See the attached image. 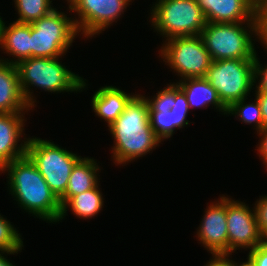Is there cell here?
<instances>
[{"label":"cell","mask_w":267,"mask_h":266,"mask_svg":"<svg viewBox=\"0 0 267 266\" xmlns=\"http://www.w3.org/2000/svg\"><path fill=\"white\" fill-rule=\"evenodd\" d=\"M78 36L73 18L55 8L31 23L32 57L64 58Z\"/></svg>","instance_id":"obj_7"},{"label":"cell","mask_w":267,"mask_h":266,"mask_svg":"<svg viewBox=\"0 0 267 266\" xmlns=\"http://www.w3.org/2000/svg\"><path fill=\"white\" fill-rule=\"evenodd\" d=\"M255 59L212 61L205 78L228 108L233 102L249 96L254 90Z\"/></svg>","instance_id":"obj_10"},{"label":"cell","mask_w":267,"mask_h":266,"mask_svg":"<svg viewBox=\"0 0 267 266\" xmlns=\"http://www.w3.org/2000/svg\"><path fill=\"white\" fill-rule=\"evenodd\" d=\"M33 111L24 99L17 66L0 60V113Z\"/></svg>","instance_id":"obj_16"},{"label":"cell","mask_w":267,"mask_h":266,"mask_svg":"<svg viewBox=\"0 0 267 266\" xmlns=\"http://www.w3.org/2000/svg\"><path fill=\"white\" fill-rule=\"evenodd\" d=\"M255 134L259 136V141L256 145L257 149L255 150H257V154L267 171V127H264L260 132Z\"/></svg>","instance_id":"obj_29"},{"label":"cell","mask_w":267,"mask_h":266,"mask_svg":"<svg viewBox=\"0 0 267 266\" xmlns=\"http://www.w3.org/2000/svg\"><path fill=\"white\" fill-rule=\"evenodd\" d=\"M257 226L260 234L267 238V194L259 196L254 204Z\"/></svg>","instance_id":"obj_25"},{"label":"cell","mask_w":267,"mask_h":266,"mask_svg":"<svg viewBox=\"0 0 267 266\" xmlns=\"http://www.w3.org/2000/svg\"><path fill=\"white\" fill-rule=\"evenodd\" d=\"M22 251H0V266H16L11 262L10 259H7L9 255H16ZM8 255V256H7Z\"/></svg>","instance_id":"obj_32"},{"label":"cell","mask_w":267,"mask_h":266,"mask_svg":"<svg viewBox=\"0 0 267 266\" xmlns=\"http://www.w3.org/2000/svg\"><path fill=\"white\" fill-rule=\"evenodd\" d=\"M6 23L0 49L3 51L1 53L9 56V59L0 57V60L17 65L20 61L32 57L31 24L13 21L7 26Z\"/></svg>","instance_id":"obj_18"},{"label":"cell","mask_w":267,"mask_h":266,"mask_svg":"<svg viewBox=\"0 0 267 266\" xmlns=\"http://www.w3.org/2000/svg\"><path fill=\"white\" fill-rule=\"evenodd\" d=\"M150 9V27L163 41L174 37L198 36L206 19L196 0H156Z\"/></svg>","instance_id":"obj_5"},{"label":"cell","mask_w":267,"mask_h":266,"mask_svg":"<svg viewBox=\"0 0 267 266\" xmlns=\"http://www.w3.org/2000/svg\"><path fill=\"white\" fill-rule=\"evenodd\" d=\"M253 96L256 97L259 101L263 123L264 126L267 127V92H255Z\"/></svg>","instance_id":"obj_31"},{"label":"cell","mask_w":267,"mask_h":266,"mask_svg":"<svg viewBox=\"0 0 267 266\" xmlns=\"http://www.w3.org/2000/svg\"><path fill=\"white\" fill-rule=\"evenodd\" d=\"M1 173H7L6 188L20 209L46 223H58L62 209L60 199L27 155L6 164Z\"/></svg>","instance_id":"obj_2"},{"label":"cell","mask_w":267,"mask_h":266,"mask_svg":"<svg viewBox=\"0 0 267 266\" xmlns=\"http://www.w3.org/2000/svg\"><path fill=\"white\" fill-rule=\"evenodd\" d=\"M10 220L0 214V251H22V235Z\"/></svg>","instance_id":"obj_24"},{"label":"cell","mask_w":267,"mask_h":266,"mask_svg":"<svg viewBox=\"0 0 267 266\" xmlns=\"http://www.w3.org/2000/svg\"><path fill=\"white\" fill-rule=\"evenodd\" d=\"M18 14L16 22L31 24L50 13L54 8L52 0H13Z\"/></svg>","instance_id":"obj_23"},{"label":"cell","mask_w":267,"mask_h":266,"mask_svg":"<svg viewBox=\"0 0 267 266\" xmlns=\"http://www.w3.org/2000/svg\"><path fill=\"white\" fill-rule=\"evenodd\" d=\"M162 42L159 58L181 78L179 80L206 76L212 58L200 35L174 37Z\"/></svg>","instance_id":"obj_9"},{"label":"cell","mask_w":267,"mask_h":266,"mask_svg":"<svg viewBox=\"0 0 267 266\" xmlns=\"http://www.w3.org/2000/svg\"><path fill=\"white\" fill-rule=\"evenodd\" d=\"M61 59L62 57H30L16 65L24 99L32 110L37 107L33 87L35 90L38 88L53 94L80 93L88 87V81L69 70V67L62 64Z\"/></svg>","instance_id":"obj_3"},{"label":"cell","mask_w":267,"mask_h":266,"mask_svg":"<svg viewBox=\"0 0 267 266\" xmlns=\"http://www.w3.org/2000/svg\"><path fill=\"white\" fill-rule=\"evenodd\" d=\"M134 0H71L68 4L69 13L76 29L82 38L92 39L102 34L108 27L117 23L127 7ZM78 17V18H77ZM75 18V19H74Z\"/></svg>","instance_id":"obj_11"},{"label":"cell","mask_w":267,"mask_h":266,"mask_svg":"<svg viewBox=\"0 0 267 266\" xmlns=\"http://www.w3.org/2000/svg\"><path fill=\"white\" fill-rule=\"evenodd\" d=\"M166 85L153 97L144 94L148 102L150 126L163 142L172 138L176 129L182 130L190 123L186 120L190 108L184 92L175 82Z\"/></svg>","instance_id":"obj_8"},{"label":"cell","mask_w":267,"mask_h":266,"mask_svg":"<svg viewBox=\"0 0 267 266\" xmlns=\"http://www.w3.org/2000/svg\"><path fill=\"white\" fill-rule=\"evenodd\" d=\"M100 184L91 190L85 191L79 195L72 196L61 209L60 218L58 223L65 219L67 211L72 212L77 218H82L83 220H90L100 213L104 207V197L102 190H100ZM60 221V222H59Z\"/></svg>","instance_id":"obj_21"},{"label":"cell","mask_w":267,"mask_h":266,"mask_svg":"<svg viewBox=\"0 0 267 266\" xmlns=\"http://www.w3.org/2000/svg\"><path fill=\"white\" fill-rule=\"evenodd\" d=\"M259 59L256 54L254 64V84H256L254 86L256 87L254 89L255 92H267V64H261L262 61Z\"/></svg>","instance_id":"obj_26"},{"label":"cell","mask_w":267,"mask_h":266,"mask_svg":"<svg viewBox=\"0 0 267 266\" xmlns=\"http://www.w3.org/2000/svg\"><path fill=\"white\" fill-rule=\"evenodd\" d=\"M210 258L203 266H236V260L232 259L231 254H212Z\"/></svg>","instance_id":"obj_30"},{"label":"cell","mask_w":267,"mask_h":266,"mask_svg":"<svg viewBox=\"0 0 267 266\" xmlns=\"http://www.w3.org/2000/svg\"><path fill=\"white\" fill-rule=\"evenodd\" d=\"M245 203L227 195L228 254L231 255L237 250L251 251L265 240L258 230L254 207L250 209Z\"/></svg>","instance_id":"obj_12"},{"label":"cell","mask_w":267,"mask_h":266,"mask_svg":"<svg viewBox=\"0 0 267 266\" xmlns=\"http://www.w3.org/2000/svg\"><path fill=\"white\" fill-rule=\"evenodd\" d=\"M93 157H82L74 166L70 174L65 194L60 198L63 206L72 196L79 195L85 191L96 187L100 181V172L102 170Z\"/></svg>","instance_id":"obj_20"},{"label":"cell","mask_w":267,"mask_h":266,"mask_svg":"<svg viewBox=\"0 0 267 266\" xmlns=\"http://www.w3.org/2000/svg\"><path fill=\"white\" fill-rule=\"evenodd\" d=\"M206 22H256V10L246 0H196Z\"/></svg>","instance_id":"obj_15"},{"label":"cell","mask_w":267,"mask_h":266,"mask_svg":"<svg viewBox=\"0 0 267 266\" xmlns=\"http://www.w3.org/2000/svg\"><path fill=\"white\" fill-rule=\"evenodd\" d=\"M248 257L253 261L255 266H267V241L248 251Z\"/></svg>","instance_id":"obj_28"},{"label":"cell","mask_w":267,"mask_h":266,"mask_svg":"<svg viewBox=\"0 0 267 266\" xmlns=\"http://www.w3.org/2000/svg\"><path fill=\"white\" fill-rule=\"evenodd\" d=\"M108 130L114 139L110 154L111 161L116 166H125L150 155L156 147L163 144L150 126L148 102L141 93L130 100L125 111Z\"/></svg>","instance_id":"obj_1"},{"label":"cell","mask_w":267,"mask_h":266,"mask_svg":"<svg viewBox=\"0 0 267 266\" xmlns=\"http://www.w3.org/2000/svg\"><path fill=\"white\" fill-rule=\"evenodd\" d=\"M66 1H67V3H66V4L68 5V4H69V2H70L71 0H65V2H66Z\"/></svg>","instance_id":"obj_36"},{"label":"cell","mask_w":267,"mask_h":266,"mask_svg":"<svg viewBox=\"0 0 267 266\" xmlns=\"http://www.w3.org/2000/svg\"><path fill=\"white\" fill-rule=\"evenodd\" d=\"M175 84L184 92L191 110L194 108L206 109L209 106L213 109L214 106L215 110L220 112L219 114H227V107L220 100L216 89L205 77L182 79Z\"/></svg>","instance_id":"obj_19"},{"label":"cell","mask_w":267,"mask_h":266,"mask_svg":"<svg viewBox=\"0 0 267 266\" xmlns=\"http://www.w3.org/2000/svg\"><path fill=\"white\" fill-rule=\"evenodd\" d=\"M25 113L29 114L0 113V170L13 160L26 156L29 137L23 132L27 121Z\"/></svg>","instance_id":"obj_14"},{"label":"cell","mask_w":267,"mask_h":266,"mask_svg":"<svg viewBox=\"0 0 267 266\" xmlns=\"http://www.w3.org/2000/svg\"><path fill=\"white\" fill-rule=\"evenodd\" d=\"M26 155L59 199L65 194L75 164L82 158L52 140L35 136L28 139Z\"/></svg>","instance_id":"obj_6"},{"label":"cell","mask_w":267,"mask_h":266,"mask_svg":"<svg viewBox=\"0 0 267 266\" xmlns=\"http://www.w3.org/2000/svg\"><path fill=\"white\" fill-rule=\"evenodd\" d=\"M256 22L257 41L261 42L260 45H262L263 48L266 49L265 51H267V6L257 10Z\"/></svg>","instance_id":"obj_27"},{"label":"cell","mask_w":267,"mask_h":266,"mask_svg":"<svg viewBox=\"0 0 267 266\" xmlns=\"http://www.w3.org/2000/svg\"><path fill=\"white\" fill-rule=\"evenodd\" d=\"M248 3H250L255 10H259L265 6H267V0H246Z\"/></svg>","instance_id":"obj_33"},{"label":"cell","mask_w":267,"mask_h":266,"mask_svg":"<svg viewBox=\"0 0 267 266\" xmlns=\"http://www.w3.org/2000/svg\"><path fill=\"white\" fill-rule=\"evenodd\" d=\"M206 207L195 236L210 254H228L227 195Z\"/></svg>","instance_id":"obj_13"},{"label":"cell","mask_w":267,"mask_h":266,"mask_svg":"<svg viewBox=\"0 0 267 266\" xmlns=\"http://www.w3.org/2000/svg\"><path fill=\"white\" fill-rule=\"evenodd\" d=\"M200 36L212 61L256 57L257 22H207Z\"/></svg>","instance_id":"obj_4"},{"label":"cell","mask_w":267,"mask_h":266,"mask_svg":"<svg viewBox=\"0 0 267 266\" xmlns=\"http://www.w3.org/2000/svg\"><path fill=\"white\" fill-rule=\"evenodd\" d=\"M248 97L243 98L241 100H238L236 102H233L228 108H227V116H235L236 120L239 119V121L243 122V124L252 125L255 127L254 130L256 132H260L265 126L263 123V117L261 112V107L259 104L258 99L255 97L254 101L253 99L249 102H246Z\"/></svg>","instance_id":"obj_22"},{"label":"cell","mask_w":267,"mask_h":266,"mask_svg":"<svg viewBox=\"0 0 267 266\" xmlns=\"http://www.w3.org/2000/svg\"><path fill=\"white\" fill-rule=\"evenodd\" d=\"M135 95L136 92L127 93L116 86H102L91 98L92 110L109 127L125 111L126 105Z\"/></svg>","instance_id":"obj_17"},{"label":"cell","mask_w":267,"mask_h":266,"mask_svg":"<svg viewBox=\"0 0 267 266\" xmlns=\"http://www.w3.org/2000/svg\"><path fill=\"white\" fill-rule=\"evenodd\" d=\"M2 18L3 17L0 16V45H1V40H2L3 28L5 25V22Z\"/></svg>","instance_id":"obj_35"},{"label":"cell","mask_w":267,"mask_h":266,"mask_svg":"<svg viewBox=\"0 0 267 266\" xmlns=\"http://www.w3.org/2000/svg\"><path fill=\"white\" fill-rule=\"evenodd\" d=\"M236 266H255V264L253 263V261L247 256V260L244 262H240L239 261L236 263Z\"/></svg>","instance_id":"obj_34"}]
</instances>
